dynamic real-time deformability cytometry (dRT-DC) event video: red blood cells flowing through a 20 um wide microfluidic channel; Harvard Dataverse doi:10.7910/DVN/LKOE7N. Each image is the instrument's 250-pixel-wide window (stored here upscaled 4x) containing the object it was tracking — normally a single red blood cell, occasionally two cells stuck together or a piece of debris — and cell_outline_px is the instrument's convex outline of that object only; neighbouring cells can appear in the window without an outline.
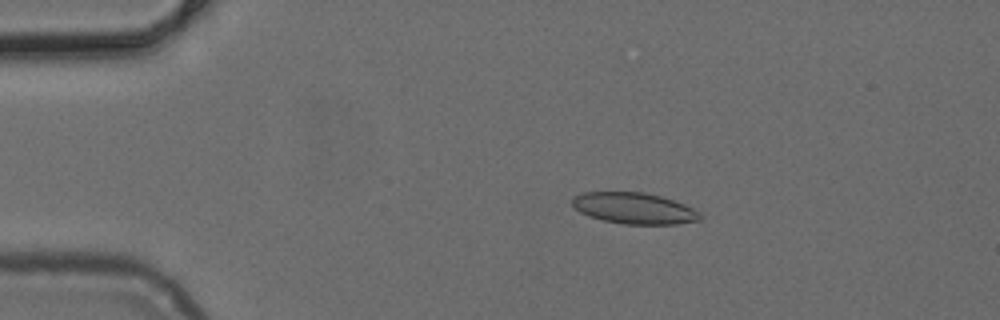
{"species": "common noctule bat (a hibernating species)", "species_latin": "Nyctalus noctula", "temperature_condition": "cold", "stored_images_in_passage": 45, "camera_frame_rate_fps": 3000, "um_per_image_px": 0.085, "animal": {"sex": "female", "body_mass_g": 24.6, "forearm_length_mm": 56.2}, "frame": {"image": 1, "passage_image": 4, "time_ms": 1.0, "image_size_px": [1000, 320], "cell_outline_px": [[704, 216], [700, 220], [676, 224], [624, 224], [604, 220], [588, 216], [580, 212], [572, 204], [572, 200], [576, 196], [584, 192], [644, 192], [660, 196], [684, 204], [700, 212]], "centroid_in_image_um": [53.93, 17.71], "position_along_channel_um": 31.1, "area_um2": 23.12}}
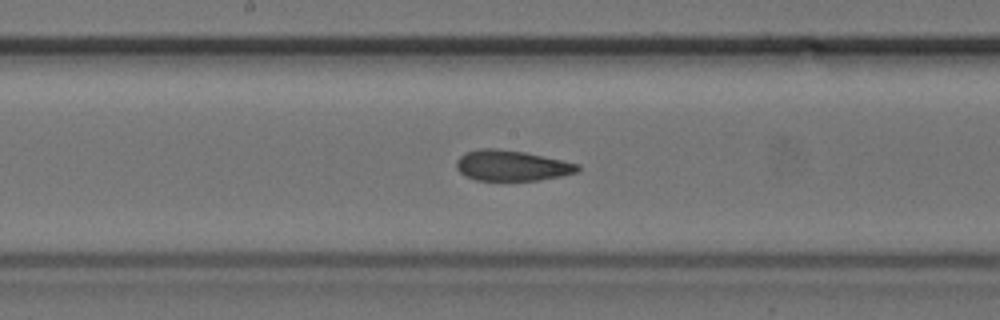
{"frame": {"image": 2, "passage_image": 21, "time_ms": 6.667, "image_size_px": [1000, 320], "cell_outline_px": [[580, 168], [576, 172], [560, 176], [540, 180], [476, 180], [464, 176], [456, 168], [456, 160], [464, 152], [480, 148], [496, 148], [524, 152], [580, 164]], "centroid_in_image_um": [43.45, 14.07], "position_along_channel_um": 204.8, "area_um2": 21.62}}
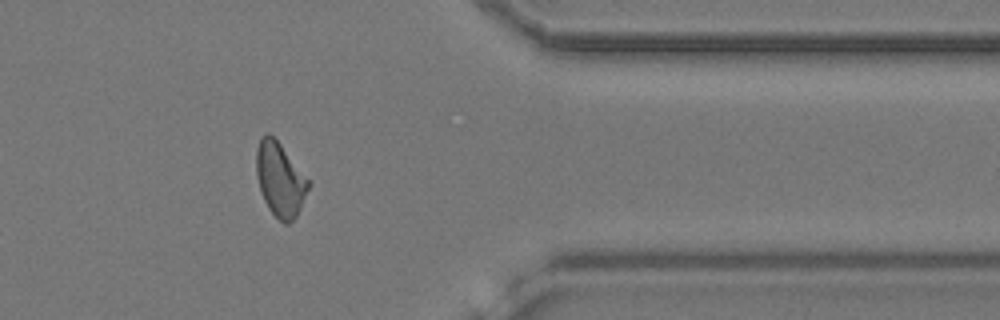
{"frame": {"image": 3, "passage_image": 36, "time_ms": 11.667, "image_size_px": [1000, 320], "cell_outline_px": [[312, 184], [296, 216], [288, 224], [284, 224], [268, 208], [264, 200], [256, 176], [256, 148], [260, 140], [268, 132], [280, 144]], "centroid_in_image_um": [23.81, 15.27], "position_along_channel_um": 387.6, "area_um2": 22.14}}